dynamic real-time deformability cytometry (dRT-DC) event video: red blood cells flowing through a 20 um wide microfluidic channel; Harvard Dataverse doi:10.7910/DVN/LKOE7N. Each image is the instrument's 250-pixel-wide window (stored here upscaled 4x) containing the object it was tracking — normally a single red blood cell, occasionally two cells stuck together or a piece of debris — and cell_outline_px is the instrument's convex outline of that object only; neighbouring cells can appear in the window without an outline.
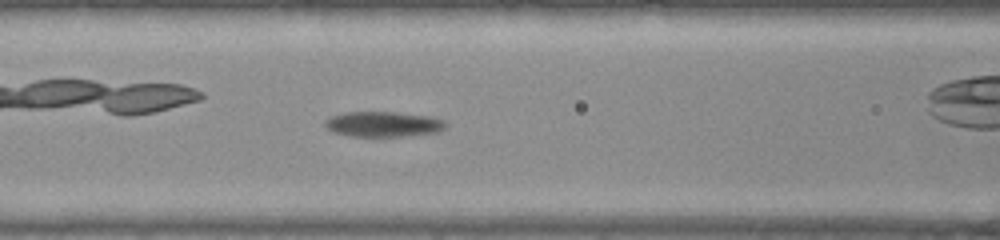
{"species": "common noctule bat (a hibernating species)", "species_latin": "Nyctalus noctula", "temperature_condition": "warm", "stored_images_in_passage": 51, "camera_frame_rate_fps": 3000, "um_per_image_px": 0.085, "animal": {"sex": "female", "body_mass_g": 22.0, "forearm_length_mm": 56.7}, "frame": {"image": 1, "passage_image": 19, "time_ms": 6.0, "image_size_px": [1000, 240], "cell_outline_px": [[448, 124], [440, 132], [404, 136], [352, 136], [332, 132], [324, 124], [332, 116], [348, 112], [396, 112], [428, 116], [444, 120]], "centroid_in_image_um": [32.63, 10.56], "position_along_channel_um": 134.0, "area_um2": 17.63}}
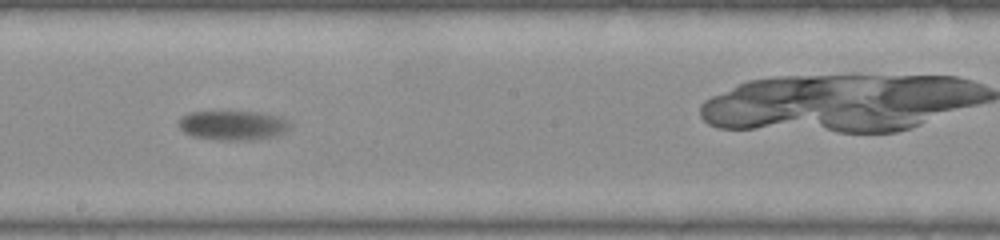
{"frame": {"image": 2, "passage_image": 27, "time_ms": 8.667, "image_size_px": [1000, 240], "cell_outline_px": [[288, 128], [284, 132], [276, 136], [252, 140], [224, 140], [192, 136], [184, 132], [180, 128], [180, 120], [184, 116], [192, 112], [256, 112], [280, 116], [288, 124]], "centroid_in_image_um": [19.8, 10.66], "position_along_channel_um": 228.4, "area_um2": 18.67}}
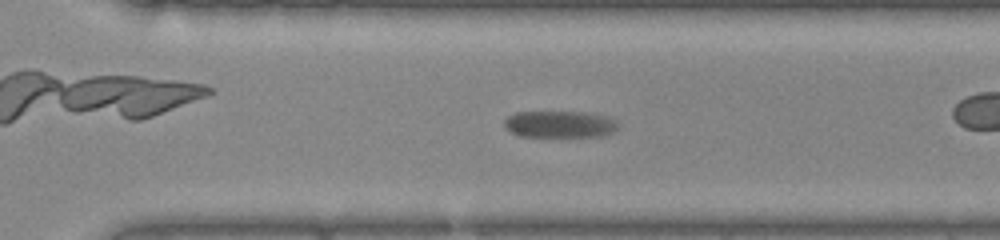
{"frame": {"image": 3, "passage_image": 35, "time_ms": 11.333, "image_size_px": [1000, 240], "cell_outline_px": [[620, 128], [604, 136], [520, 136], [504, 128], [504, 120], [508, 116], [516, 112], [584, 112], [608, 116], [616, 120], [620, 124]], "centroid_in_image_um": [47.62, 10.55], "position_along_channel_um": 323.0, "area_um2": 17.92}, "authors_computed_cell_mechanics": {"area_um2": 18.6694, "velocity_mm_per_s": 3.5502, "shape_relaxation_time_tau1_ms": 4.5845, "shape_relaxation_time_tau2_ms": null, "deformation_change_tau1": 0.1444, "deformation_change_tau2": null}}